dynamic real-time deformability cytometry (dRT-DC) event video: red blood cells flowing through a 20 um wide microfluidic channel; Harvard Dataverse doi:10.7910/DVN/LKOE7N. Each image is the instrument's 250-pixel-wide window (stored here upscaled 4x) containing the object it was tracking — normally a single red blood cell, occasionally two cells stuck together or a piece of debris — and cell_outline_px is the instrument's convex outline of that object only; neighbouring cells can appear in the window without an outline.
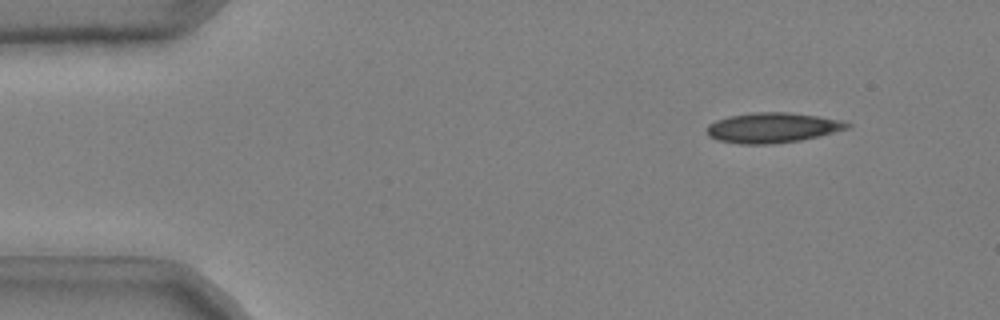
{"species": "common noctule bat (a hibernating species)", "species_latin": "Nyctalus noctula", "temperature_condition": "cold", "stored_images_in_passage": 43, "camera_frame_rate_fps": 3000, "um_per_image_px": 0.085, "animal": {"sex": "male", "body_mass_g": 20.4}, "frame": {"image": 1, "passage_image": 1, "time_ms": 0.0, "image_size_px": [1000, 320], "cell_outline_px": [[852, 124], [848, 128], [800, 140], [772, 144], [740, 144], [720, 140], [708, 136], [708, 124], [716, 120], [728, 116], [752, 112], [788, 112], [844, 120]], "centroid_in_image_um": [65.65, 10.84], "position_along_channel_um": 19.4, "area_um2": 24.45}}
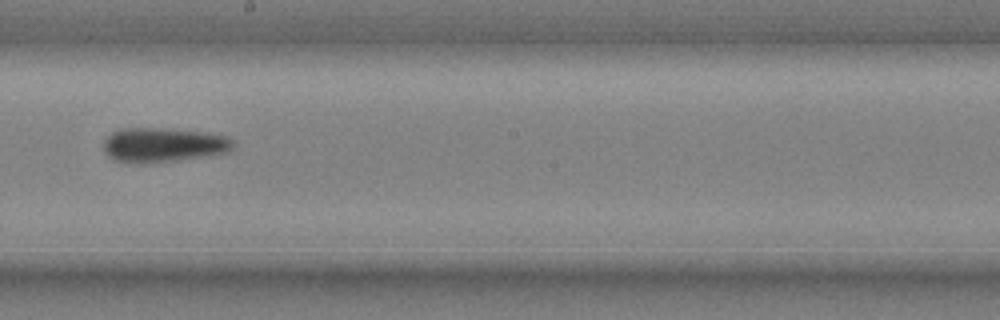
{"frame": {"image": 2, "passage_image": 25, "time_ms": 8.0, "image_size_px": [1000, 320], "cell_outline_px": [[236, 144], [228, 152], [176, 160], [148, 164], [132, 164], [112, 160], [104, 152], [104, 140], [112, 132], [120, 128], [160, 128], [208, 132], [228, 136]], "centroid_in_image_um": [13.85, 12.32], "position_along_channel_um": 234.4, "area_um2": 26.41}}
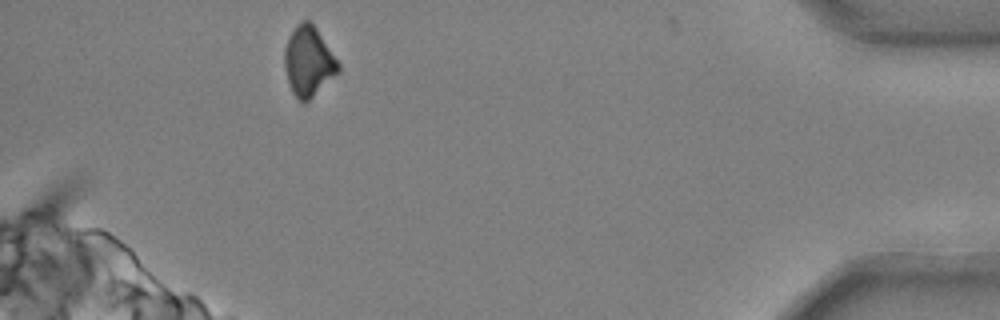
{"frame": {"image": 3, "passage_image": 43, "time_ms": 14.0, "image_size_px": [1000, 320], "cell_outline_px": [[340, 72], [304, 104], [292, 92], [288, 80], [284, 64], [284, 48], [288, 36], [296, 24], [300, 20], [308, 20], [316, 28], [340, 64]], "centroid_in_image_um": [26.22, 5.2], "position_along_channel_um": 409.0, "area_um2": 21.85}, "authors_computed_cell_mechanics": {"area_um2": 24.565, "velocity_mm_per_s": 3.7224, "shape_relaxation_time_tau1_ms": 5.5161, "shape_relaxation_time_tau2_ms": null, "deformation_change_tau1": 0.1396, "deformation_change_tau2": null}}